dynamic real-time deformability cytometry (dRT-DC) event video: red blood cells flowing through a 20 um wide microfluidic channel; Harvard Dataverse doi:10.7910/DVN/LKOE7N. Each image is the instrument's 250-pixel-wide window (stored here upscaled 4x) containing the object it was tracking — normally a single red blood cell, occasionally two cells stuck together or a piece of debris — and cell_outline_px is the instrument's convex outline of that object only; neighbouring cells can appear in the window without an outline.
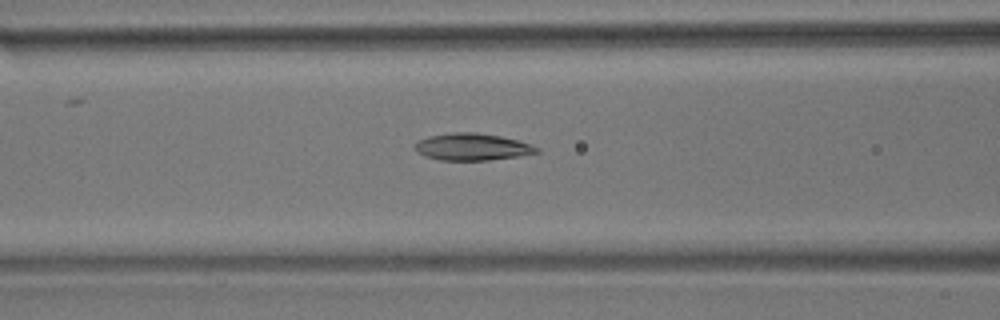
{"species": "common noctule bat (a hibernating species)", "species_latin": "Nyctalus noctula", "temperature_condition": "room temperature", "stored_images_in_passage": 17, "camera_frame_rate_fps": 3000, "um_per_image_px": 0.085, "animal": {"sex": "male", "body_mass_g": 17.9}, "frame": {"image": 1, "passage_image": 17, "time_ms": 5.333, "image_size_px": [1000, 320], "cell_outline_px": [[540, 152], [516, 156], [488, 160], [440, 160], [424, 156], [416, 148], [416, 144], [420, 140], [428, 136], [452, 132], [476, 132], [500, 136], [516, 140], [540, 148]], "centroid_in_image_um": [40.14, 12.48], "position_along_channel_um": 126.5, "area_um2": 18.84}}